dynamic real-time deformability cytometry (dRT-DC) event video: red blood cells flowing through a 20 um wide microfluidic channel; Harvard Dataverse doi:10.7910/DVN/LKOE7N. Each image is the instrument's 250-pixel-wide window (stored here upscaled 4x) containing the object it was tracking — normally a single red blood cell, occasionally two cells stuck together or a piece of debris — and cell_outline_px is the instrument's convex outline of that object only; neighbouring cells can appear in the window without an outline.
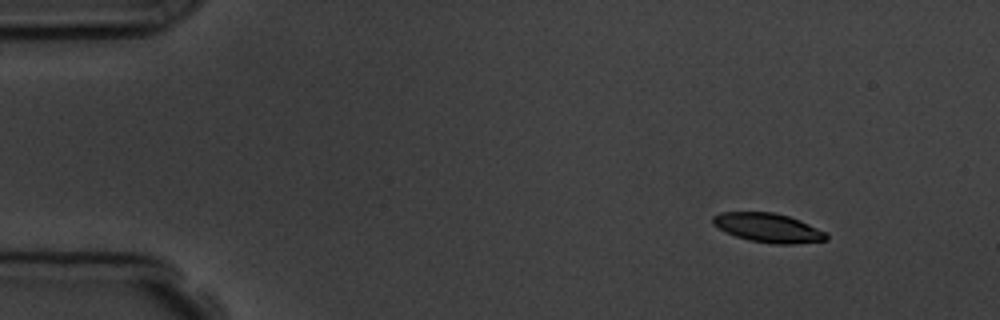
{"species": "common noctule bat (a hibernating species)", "species_latin": "Nyctalus noctula", "temperature_condition": "room temperature", "stored_images_in_passage": 3, "camera_frame_rate_fps": 3000, "um_per_image_px": 0.085, "animal": {"sex": "male", "body_mass_g": 19.5, "forearm_length_mm": 54.6}, "frame": {"image": 1, "passage_image": 1, "time_ms": 0.0, "image_size_px": [1000, 320], "cell_outline_px": [[828, 240], [792, 244], [776, 244], [748, 240], [736, 236], [712, 224], [712, 216], [720, 212], [772, 212], [788, 216], [800, 220], [824, 232], [828, 236]], "centroid_in_image_um": [65.27, 19.36], "position_along_channel_um": 19.7, "area_um2": 19.02}}
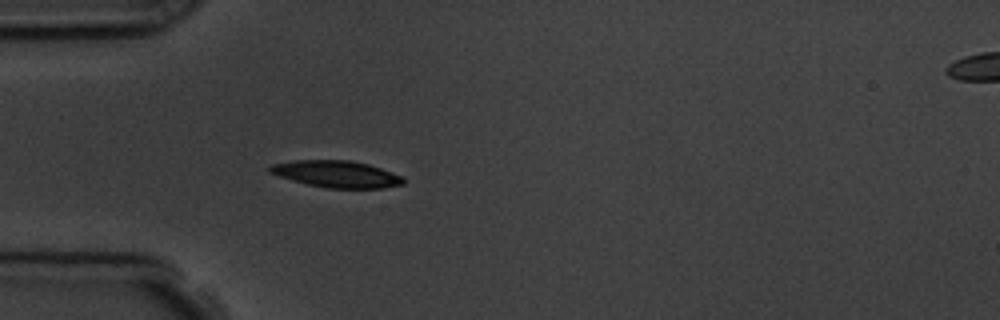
{"frame": {"image": 2, "passage_image": 3, "time_ms": 3.333, "image_size_px": [1000, 320], "cell_outline_px": [[404, 184], [384, 188], [328, 188], [308, 184], [292, 180], [268, 172], [268, 168], [272, 164], [292, 160], [348, 160], [368, 164], [404, 176]], "centroid_in_image_um": [28.62, 14.79], "position_along_channel_um": 56.4, "area_um2": 20.81}}